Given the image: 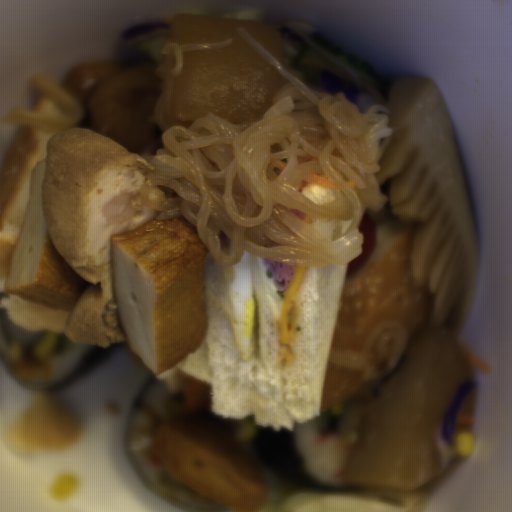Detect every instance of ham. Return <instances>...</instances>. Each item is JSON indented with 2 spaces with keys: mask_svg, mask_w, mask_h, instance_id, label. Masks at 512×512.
<instances>
[{
  "mask_svg": "<svg viewBox=\"0 0 512 512\" xmlns=\"http://www.w3.org/2000/svg\"><path fill=\"white\" fill-rule=\"evenodd\" d=\"M268 277L278 289H284L292 280L296 265L266 259Z\"/></svg>",
  "mask_w": 512,
  "mask_h": 512,
  "instance_id": "1",
  "label": "ham"
}]
</instances>
